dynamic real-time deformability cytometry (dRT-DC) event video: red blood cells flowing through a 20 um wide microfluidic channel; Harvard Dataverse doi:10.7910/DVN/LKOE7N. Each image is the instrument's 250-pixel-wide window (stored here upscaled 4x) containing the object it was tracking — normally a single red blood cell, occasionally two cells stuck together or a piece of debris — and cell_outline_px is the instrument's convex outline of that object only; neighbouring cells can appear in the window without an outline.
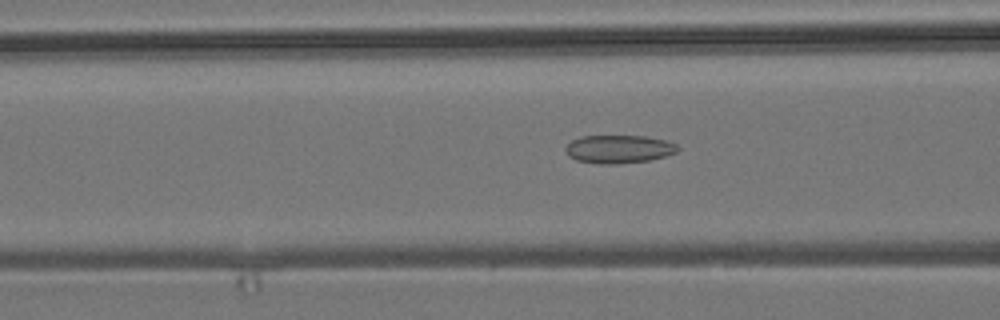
{"species": "common noctule bat (a hibernating species)", "species_latin": "Nyctalus noctula", "temperature_condition": "room temperature", "stored_images_in_passage": 54, "camera_frame_rate_fps": 3000, "um_per_image_px": 0.085, "animal": {"sex": "male", "body_mass_g": 19.2, "forearm_length_mm": 51.8}, "frame": {"image": 1, "passage_image": 21, "time_ms": 6.667, "image_size_px": [1000, 320], "cell_outline_px": [[680, 148], [676, 152], [664, 156], [648, 160], [616, 164], [600, 164], [576, 160], [568, 156], [564, 148], [572, 140], [580, 136], [644, 136], [664, 140], [676, 144]], "centroid_in_image_um": [52.56, 12.67], "position_along_channel_um": 114.0, "area_um2": 18.32}}
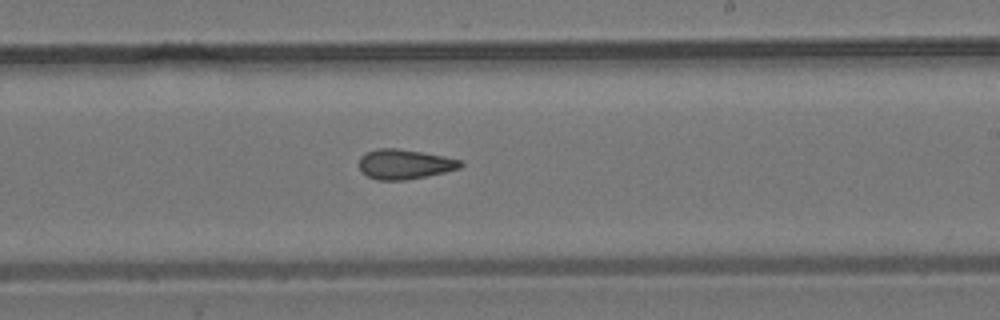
{"frame": {"image": 2, "passage_image": 32, "time_ms": 10.333, "image_size_px": [1000, 320], "cell_outline_px": [[464, 164], [460, 168], [444, 172], [404, 180], [376, 180], [368, 176], [360, 168], [360, 156], [364, 152], [380, 148], [396, 148], [444, 156], [460, 160]], "centroid_in_image_um": [34.37, 13.95], "position_along_channel_um": 254.6, "area_um2": 17.4}}
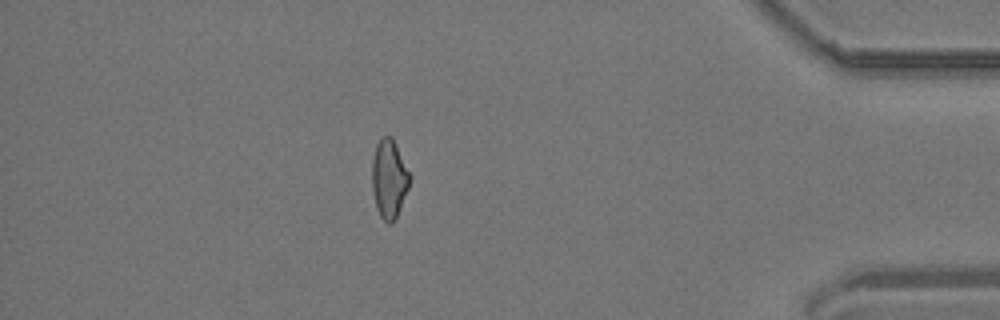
{"frame": {"image": 3, "passage_image": 47, "time_ms": 15.333, "image_size_px": [1000, 320], "cell_outline_px": [[412, 176], [408, 188], [400, 208], [392, 224], [388, 224], [380, 216], [376, 208], [372, 188], [372, 160], [376, 144], [380, 136], [392, 136]], "centroid_in_image_um": [33.07, 15.17], "position_along_channel_um": 402.1, "area_um2": 17.46}, "authors_computed_cell_mechanics": {"area_um2": 18.0336, "velocity_mm_per_s": 3.8405, "shape_relaxation_time_tau1_ms": null, "shape_relaxation_time_tau2_ms": 3.0785, "deformation_change_tau1": null, "deformation_change_tau2": 0.1155}}